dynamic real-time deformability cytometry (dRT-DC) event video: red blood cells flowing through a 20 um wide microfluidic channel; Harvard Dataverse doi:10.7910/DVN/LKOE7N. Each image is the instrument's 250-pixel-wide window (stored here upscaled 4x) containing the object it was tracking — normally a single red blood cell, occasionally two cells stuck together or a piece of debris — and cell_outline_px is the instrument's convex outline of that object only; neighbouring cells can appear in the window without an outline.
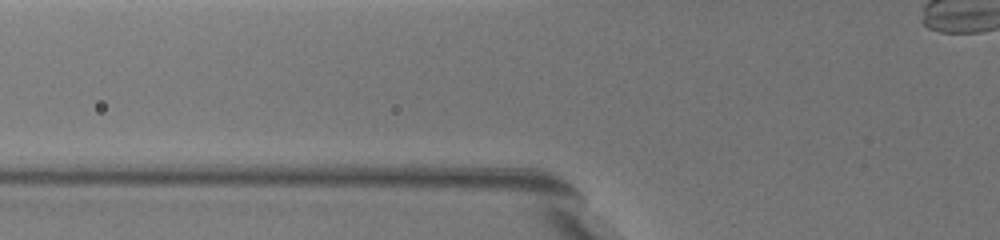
{"species": "common noctule bat (a hibernating species)", "species_latin": "Nyctalus noctula", "temperature_condition": "warm", "stored_images_in_passage": 3, "camera_frame_rate_fps": 3000, "um_per_image_px": 0.085, "animal": {"sex": "female", "body_mass_g": 19.5, "forearm_length_mm": 54.1}, "frame": {"image": 1, "passage_image": 3, "time_ms": 0.667, "image_size_px": [1000, 240], "cell_outline_px": [[652, 204], [648, 212], [600, 168], [596, 164], [596, 148], [608, 144], [644, 184]], "centroid_in_image_um": [52.91, 14.9], "position_along_channel_um": 72.9, "area_um2": 10.17}}